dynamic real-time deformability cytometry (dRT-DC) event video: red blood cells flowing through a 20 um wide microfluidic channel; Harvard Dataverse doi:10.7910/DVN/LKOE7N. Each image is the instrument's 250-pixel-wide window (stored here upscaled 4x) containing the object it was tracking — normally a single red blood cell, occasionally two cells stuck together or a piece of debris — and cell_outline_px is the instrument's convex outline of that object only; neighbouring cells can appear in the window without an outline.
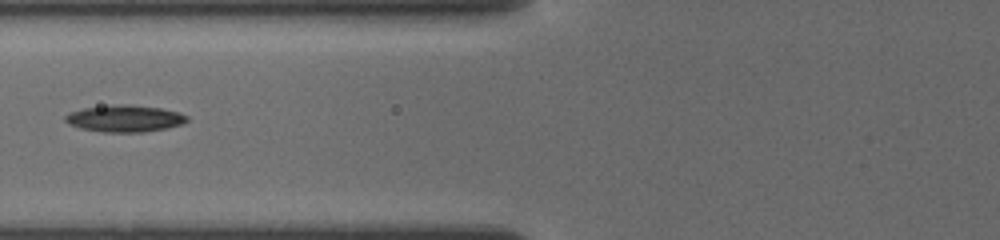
{"species": "common noctule bat (a hibernating species)", "species_latin": "Nyctalus noctula", "temperature_condition": "cold", "stored_images_in_passage": 7, "camera_frame_rate_fps": 3000, "um_per_image_px": 0.085, "animal": {"sex": "female", "body_mass_g": 19.5, "forearm_length_mm": 54.1}, "frame": {"image": 1, "passage_image": 7, "time_ms": 6.333, "image_size_px": [1000, 240], "cell_outline_px": [[188, 120], [180, 124], [168, 128], [144, 132], [104, 132], [80, 128], [68, 124], [64, 120], [64, 116], [68, 112], [84, 108], [112, 104], [132, 104], [160, 108], [180, 112], [188, 116]], "centroid_in_image_um": [10.58, 10.06], "position_along_channel_um": 115.2, "area_um2": 19.25}}